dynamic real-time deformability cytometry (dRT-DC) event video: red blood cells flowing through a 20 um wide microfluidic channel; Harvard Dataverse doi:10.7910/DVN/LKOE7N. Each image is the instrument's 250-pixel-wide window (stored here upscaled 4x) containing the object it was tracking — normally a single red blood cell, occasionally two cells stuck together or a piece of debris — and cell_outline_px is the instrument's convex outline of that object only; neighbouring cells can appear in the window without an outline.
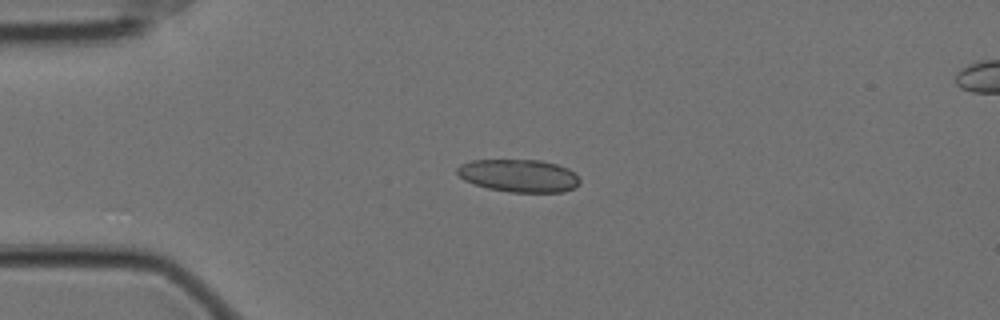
{"species": "Egyptian fruit bat (a non-hibernating species)", "species_latin": "Rousettus aegyptiacus", "temperature_condition": "cold", "stored_images_in_passage": 28, "camera_frame_rate_fps": 3000, "um_per_image_px": 0.085, "animal": {"sex": "female"}, "frame": {"image": 1, "passage_image": 1, "time_ms": 0.0, "image_size_px": [1000, 320], "cell_outline_px": [[580, 184], [564, 192], [512, 192], [488, 188], [464, 180], [456, 172], [456, 168], [460, 164], [472, 160], [540, 160], [556, 164], [568, 168], [580, 180]], "centroid_in_image_um": [44.09, 14.93], "position_along_channel_um": 40.9, "area_um2": 23.24}}
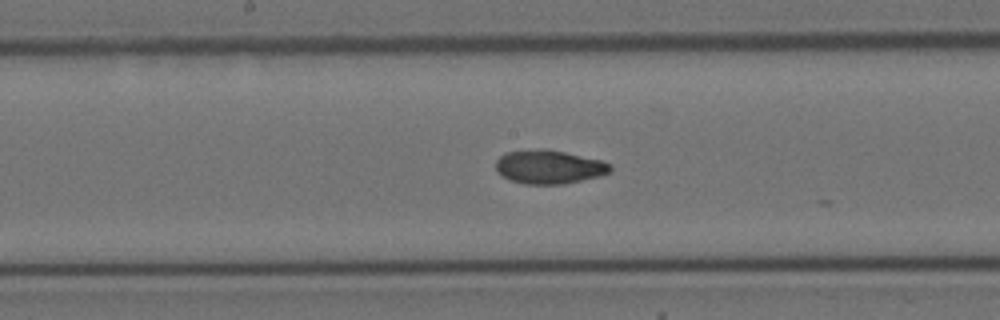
{"frame": {"image": 2, "passage_image": 17, "time_ms": 5.333, "image_size_px": [1000, 320], "cell_outline_px": [[612, 172], [600, 176], [564, 184], [524, 184], [508, 180], [500, 176], [496, 172], [496, 160], [504, 152], [540, 148], [548, 148], [600, 160], [612, 164]], "centroid_in_image_um": [46.64, 14.18], "position_along_channel_um": 201.6, "area_um2": 22.95}}
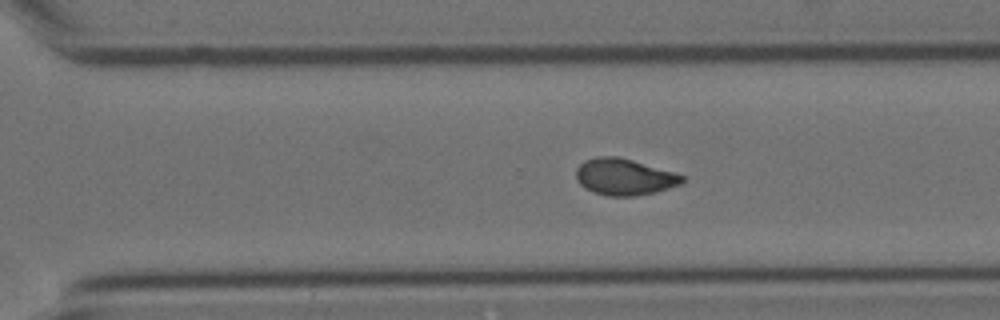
{"frame": {"image": 3, "passage_image": 27, "time_ms": 8.667, "image_size_px": [1000, 320], "cell_outline_px": [[684, 180], [680, 184], [656, 192], [636, 196], [608, 196], [592, 192], [584, 188], [576, 180], [576, 168], [584, 160], [596, 156], [616, 156], [632, 160], [672, 172], [684, 176]], "centroid_in_image_um": [53.01, 15.04], "position_along_channel_um": 317.6, "area_um2": 22.54}}